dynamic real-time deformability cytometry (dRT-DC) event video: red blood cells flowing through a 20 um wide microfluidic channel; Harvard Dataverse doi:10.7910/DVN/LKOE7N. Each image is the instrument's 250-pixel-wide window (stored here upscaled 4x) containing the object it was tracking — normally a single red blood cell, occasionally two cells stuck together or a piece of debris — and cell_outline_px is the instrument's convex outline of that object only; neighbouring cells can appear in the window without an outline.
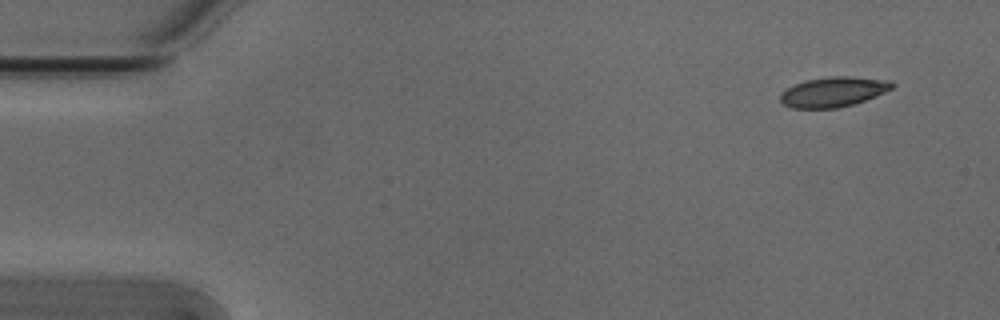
{"species": "Egyptian fruit bat (a non-hibernating species)", "species_latin": "Rousettus aegyptiacus", "temperature_condition": "cold", "stored_images_in_passage": 4, "camera_frame_rate_fps": 3000, "um_per_image_px": 0.085, "animal": {"sex": "male"}, "frame": {"image": 1, "passage_image": 1, "time_ms": 0.0, "image_size_px": [1000, 320], "cell_outline_px": [[896, 84], [892, 88], [884, 92], [864, 100], [852, 104], [836, 108], [792, 108], [784, 104], [780, 100], [780, 96], [788, 88], [804, 80], [828, 76], [852, 76], [888, 80]], "centroid_in_image_um": [70.84, 7.79], "position_along_channel_um": 14.2, "area_um2": 19.31}}
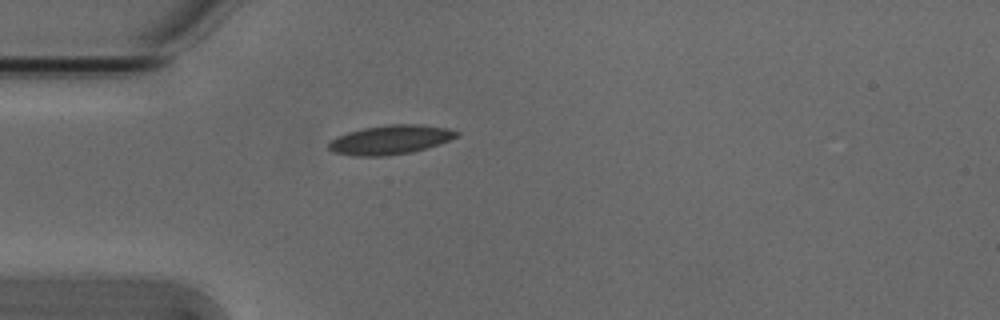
{"frame": {"image": 2, "passage_image": 4, "time_ms": 1.0, "image_size_px": [1000, 320], "cell_outline_px": [[460, 136], [412, 152], [384, 156], [352, 156], [332, 152], [328, 148], [328, 144], [336, 136], [348, 132], [364, 128], [388, 124], [424, 124], [448, 128], [460, 132]], "centroid_in_image_um": [33.17, 11.87], "position_along_channel_um": 51.8, "area_um2": 21.79}}